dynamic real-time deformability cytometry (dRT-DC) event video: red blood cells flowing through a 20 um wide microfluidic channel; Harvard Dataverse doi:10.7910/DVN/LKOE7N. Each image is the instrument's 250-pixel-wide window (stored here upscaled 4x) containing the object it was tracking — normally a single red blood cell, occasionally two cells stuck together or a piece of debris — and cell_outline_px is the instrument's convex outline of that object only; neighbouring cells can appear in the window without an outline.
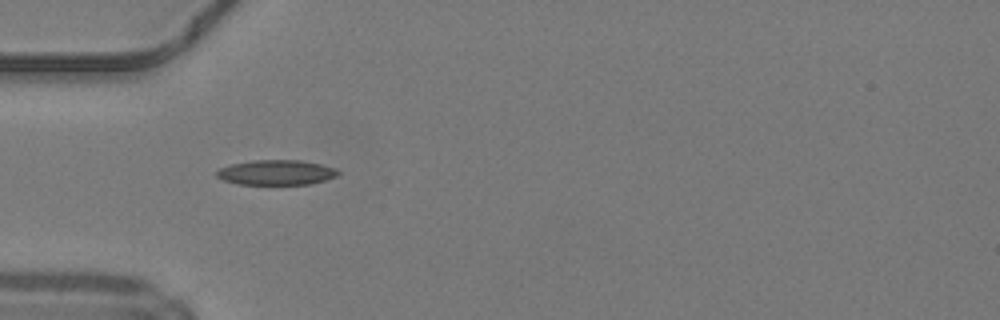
{"species": "common noctule bat (a hibernating species)", "species_latin": "Nyctalus noctula", "temperature_condition": "warm", "stored_images_in_passage": 28, "camera_frame_rate_fps": 3000, "um_per_image_px": 0.085, "animal": {"sex": "male", "body_mass_g": 19.2, "forearm_length_mm": 51.8}, "frame": {"image": 1, "passage_image": 1, "time_ms": 0.0, "image_size_px": [1000, 320], "cell_outline_px": [[340, 172], [336, 176], [324, 180], [308, 184], [236, 184], [224, 180], [216, 176], [216, 172], [220, 168], [232, 164], [252, 160], [300, 160], [320, 164], [336, 168]], "centroid_in_image_um": [23.48, 14.65], "position_along_channel_um": 61.5, "area_um2": 17.57}}
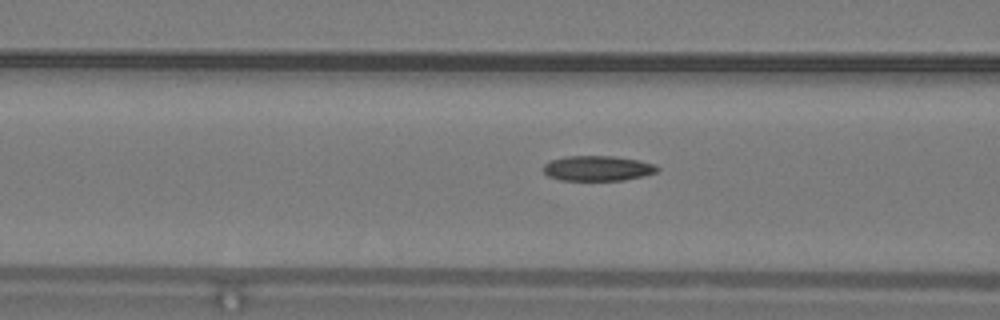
{"frame": {"image": 2, "passage_image": 5, "time_ms": 1.333, "image_size_px": [1000, 320], "cell_outline_px": [[660, 168], [656, 172], [644, 176], [624, 180], [560, 180], [548, 176], [544, 172], [544, 164], [552, 160], [564, 156], [612, 156], [640, 160], [656, 164]], "centroid_in_image_um": [50.83, 14.3], "position_along_channel_um": 115.8, "area_um2": 16.76}, "authors_computed_cell_mechanics": {"area_um2": 17.1088, "velocity_mm_per_s": 4.223, "shape_relaxation_time_tau1_ms": 11.3819, "shape_relaxation_time_tau2_ms": 4.0353, "deformation_change_tau1": 0.2487, "deformation_change_tau2": 0.1089}}